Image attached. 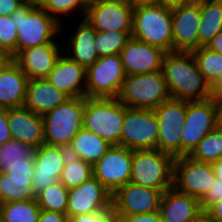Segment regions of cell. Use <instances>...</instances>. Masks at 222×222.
I'll return each instance as SVG.
<instances>
[{
  "label": "cell",
  "instance_id": "6da1fadb",
  "mask_svg": "<svg viewBox=\"0 0 222 222\" xmlns=\"http://www.w3.org/2000/svg\"><path fill=\"white\" fill-rule=\"evenodd\" d=\"M162 72L171 98L203 101L211 98L210 84L199 71L192 52H167Z\"/></svg>",
  "mask_w": 222,
  "mask_h": 222
},
{
  "label": "cell",
  "instance_id": "7a4b0ae2",
  "mask_svg": "<svg viewBox=\"0 0 222 222\" xmlns=\"http://www.w3.org/2000/svg\"><path fill=\"white\" fill-rule=\"evenodd\" d=\"M10 18H15L17 28L16 54L30 47L57 42L55 35L59 36L58 34L61 33L63 28L61 23L50 16L37 3L22 5Z\"/></svg>",
  "mask_w": 222,
  "mask_h": 222
},
{
  "label": "cell",
  "instance_id": "3957f363",
  "mask_svg": "<svg viewBox=\"0 0 222 222\" xmlns=\"http://www.w3.org/2000/svg\"><path fill=\"white\" fill-rule=\"evenodd\" d=\"M131 37L173 52L172 6L159 4L133 9Z\"/></svg>",
  "mask_w": 222,
  "mask_h": 222
},
{
  "label": "cell",
  "instance_id": "277c9868",
  "mask_svg": "<svg viewBox=\"0 0 222 222\" xmlns=\"http://www.w3.org/2000/svg\"><path fill=\"white\" fill-rule=\"evenodd\" d=\"M126 106L117 97H86L84 128L111 145H119Z\"/></svg>",
  "mask_w": 222,
  "mask_h": 222
},
{
  "label": "cell",
  "instance_id": "5b68a950",
  "mask_svg": "<svg viewBox=\"0 0 222 222\" xmlns=\"http://www.w3.org/2000/svg\"><path fill=\"white\" fill-rule=\"evenodd\" d=\"M174 161L172 155L157 148L133 150L129 182L163 193L173 187Z\"/></svg>",
  "mask_w": 222,
  "mask_h": 222
},
{
  "label": "cell",
  "instance_id": "8992f818",
  "mask_svg": "<svg viewBox=\"0 0 222 222\" xmlns=\"http://www.w3.org/2000/svg\"><path fill=\"white\" fill-rule=\"evenodd\" d=\"M85 96L69 98L44 114V139L49 145L68 147L84 126Z\"/></svg>",
  "mask_w": 222,
  "mask_h": 222
},
{
  "label": "cell",
  "instance_id": "52a82bcc",
  "mask_svg": "<svg viewBox=\"0 0 222 222\" xmlns=\"http://www.w3.org/2000/svg\"><path fill=\"white\" fill-rule=\"evenodd\" d=\"M118 100L129 108L154 109L171 98L162 70L126 75Z\"/></svg>",
  "mask_w": 222,
  "mask_h": 222
},
{
  "label": "cell",
  "instance_id": "ba28073f",
  "mask_svg": "<svg viewBox=\"0 0 222 222\" xmlns=\"http://www.w3.org/2000/svg\"><path fill=\"white\" fill-rule=\"evenodd\" d=\"M158 122L157 149L174 158L181 157V134L187 101L170 98L153 109Z\"/></svg>",
  "mask_w": 222,
  "mask_h": 222
},
{
  "label": "cell",
  "instance_id": "9c48e42d",
  "mask_svg": "<svg viewBox=\"0 0 222 222\" xmlns=\"http://www.w3.org/2000/svg\"><path fill=\"white\" fill-rule=\"evenodd\" d=\"M218 126L216 101H187L181 134V157L188 156L201 139Z\"/></svg>",
  "mask_w": 222,
  "mask_h": 222
},
{
  "label": "cell",
  "instance_id": "30bf717a",
  "mask_svg": "<svg viewBox=\"0 0 222 222\" xmlns=\"http://www.w3.org/2000/svg\"><path fill=\"white\" fill-rule=\"evenodd\" d=\"M159 131L153 109L126 106L119 146L130 150L156 149Z\"/></svg>",
  "mask_w": 222,
  "mask_h": 222
},
{
  "label": "cell",
  "instance_id": "8fae6325",
  "mask_svg": "<svg viewBox=\"0 0 222 222\" xmlns=\"http://www.w3.org/2000/svg\"><path fill=\"white\" fill-rule=\"evenodd\" d=\"M86 72V97H118L126 77L120 54L99 57Z\"/></svg>",
  "mask_w": 222,
  "mask_h": 222
},
{
  "label": "cell",
  "instance_id": "7c38bea8",
  "mask_svg": "<svg viewBox=\"0 0 222 222\" xmlns=\"http://www.w3.org/2000/svg\"><path fill=\"white\" fill-rule=\"evenodd\" d=\"M133 9L126 0H99L87 7L84 20L96 31L132 32Z\"/></svg>",
  "mask_w": 222,
  "mask_h": 222
},
{
  "label": "cell",
  "instance_id": "4fadbf2b",
  "mask_svg": "<svg viewBox=\"0 0 222 222\" xmlns=\"http://www.w3.org/2000/svg\"><path fill=\"white\" fill-rule=\"evenodd\" d=\"M215 178L211 163L198 162L189 156L175 158L173 187L177 191L200 200Z\"/></svg>",
  "mask_w": 222,
  "mask_h": 222
},
{
  "label": "cell",
  "instance_id": "5bb4252c",
  "mask_svg": "<svg viewBox=\"0 0 222 222\" xmlns=\"http://www.w3.org/2000/svg\"><path fill=\"white\" fill-rule=\"evenodd\" d=\"M133 150L112 145L93 165V176L112 194L131 178Z\"/></svg>",
  "mask_w": 222,
  "mask_h": 222
},
{
  "label": "cell",
  "instance_id": "9a60e30c",
  "mask_svg": "<svg viewBox=\"0 0 222 222\" xmlns=\"http://www.w3.org/2000/svg\"><path fill=\"white\" fill-rule=\"evenodd\" d=\"M112 208V193L92 176L78 187L68 189L67 218L100 213Z\"/></svg>",
  "mask_w": 222,
  "mask_h": 222
},
{
  "label": "cell",
  "instance_id": "2e32d148",
  "mask_svg": "<svg viewBox=\"0 0 222 222\" xmlns=\"http://www.w3.org/2000/svg\"><path fill=\"white\" fill-rule=\"evenodd\" d=\"M162 192L128 182L112 194L115 215H134L159 211Z\"/></svg>",
  "mask_w": 222,
  "mask_h": 222
},
{
  "label": "cell",
  "instance_id": "e0dca14e",
  "mask_svg": "<svg viewBox=\"0 0 222 222\" xmlns=\"http://www.w3.org/2000/svg\"><path fill=\"white\" fill-rule=\"evenodd\" d=\"M200 2L172 6L173 51L199 48Z\"/></svg>",
  "mask_w": 222,
  "mask_h": 222
},
{
  "label": "cell",
  "instance_id": "ac0fdd59",
  "mask_svg": "<svg viewBox=\"0 0 222 222\" xmlns=\"http://www.w3.org/2000/svg\"><path fill=\"white\" fill-rule=\"evenodd\" d=\"M68 155V149L63 146L44 143L36 149L32 180L35 197L59 181Z\"/></svg>",
  "mask_w": 222,
  "mask_h": 222
},
{
  "label": "cell",
  "instance_id": "d6986e66",
  "mask_svg": "<svg viewBox=\"0 0 222 222\" xmlns=\"http://www.w3.org/2000/svg\"><path fill=\"white\" fill-rule=\"evenodd\" d=\"M165 51L131 37L120 56L126 75H138L162 69Z\"/></svg>",
  "mask_w": 222,
  "mask_h": 222
},
{
  "label": "cell",
  "instance_id": "ffe728a7",
  "mask_svg": "<svg viewBox=\"0 0 222 222\" xmlns=\"http://www.w3.org/2000/svg\"><path fill=\"white\" fill-rule=\"evenodd\" d=\"M63 52L58 42L30 47L19 51L13 61L31 79H44L54 68L56 60Z\"/></svg>",
  "mask_w": 222,
  "mask_h": 222
},
{
  "label": "cell",
  "instance_id": "44dd1931",
  "mask_svg": "<svg viewBox=\"0 0 222 222\" xmlns=\"http://www.w3.org/2000/svg\"><path fill=\"white\" fill-rule=\"evenodd\" d=\"M87 72L64 52L56 60L54 68L46 79L70 98L86 96Z\"/></svg>",
  "mask_w": 222,
  "mask_h": 222
},
{
  "label": "cell",
  "instance_id": "7402d4cb",
  "mask_svg": "<svg viewBox=\"0 0 222 222\" xmlns=\"http://www.w3.org/2000/svg\"><path fill=\"white\" fill-rule=\"evenodd\" d=\"M7 120L12 139L39 148L45 143L44 120L31 110L23 107L7 109Z\"/></svg>",
  "mask_w": 222,
  "mask_h": 222
},
{
  "label": "cell",
  "instance_id": "603a6c76",
  "mask_svg": "<svg viewBox=\"0 0 222 222\" xmlns=\"http://www.w3.org/2000/svg\"><path fill=\"white\" fill-rule=\"evenodd\" d=\"M70 97L53 86L46 78L28 81L23 106L43 116L57 106L65 103Z\"/></svg>",
  "mask_w": 222,
  "mask_h": 222
},
{
  "label": "cell",
  "instance_id": "cb8c5ba5",
  "mask_svg": "<svg viewBox=\"0 0 222 222\" xmlns=\"http://www.w3.org/2000/svg\"><path fill=\"white\" fill-rule=\"evenodd\" d=\"M200 210L197 198L174 187L162 194L159 212L163 222H191Z\"/></svg>",
  "mask_w": 222,
  "mask_h": 222
},
{
  "label": "cell",
  "instance_id": "d4e9b609",
  "mask_svg": "<svg viewBox=\"0 0 222 222\" xmlns=\"http://www.w3.org/2000/svg\"><path fill=\"white\" fill-rule=\"evenodd\" d=\"M73 33L67 42L69 43L67 49L70 47V50L66 51V48H63V52L87 70L99 58L94 45L96 30L82 19Z\"/></svg>",
  "mask_w": 222,
  "mask_h": 222
},
{
  "label": "cell",
  "instance_id": "484cf974",
  "mask_svg": "<svg viewBox=\"0 0 222 222\" xmlns=\"http://www.w3.org/2000/svg\"><path fill=\"white\" fill-rule=\"evenodd\" d=\"M28 81L27 75L12 61L0 73V107H23Z\"/></svg>",
  "mask_w": 222,
  "mask_h": 222
},
{
  "label": "cell",
  "instance_id": "4316f807",
  "mask_svg": "<svg viewBox=\"0 0 222 222\" xmlns=\"http://www.w3.org/2000/svg\"><path fill=\"white\" fill-rule=\"evenodd\" d=\"M111 146L108 141L82 127L67 149L70 156L94 165Z\"/></svg>",
  "mask_w": 222,
  "mask_h": 222
},
{
  "label": "cell",
  "instance_id": "83f0119b",
  "mask_svg": "<svg viewBox=\"0 0 222 222\" xmlns=\"http://www.w3.org/2000/svg\"><path fill=\"white\" fill-rule=\"evenodd\" d=\"M200 15L199 47L207 46L222 30V0L200 2Z\"/></svg>",
  "mask_w": 222,
  "mask_h": 222
},
{
  "label": "cell",
  "instance_id": "f1b7e54d",
  "mask_svg": "<svg viewBox=\"0 0 222 222\" xmlns=\"http://www.w3.org/2000/svg\"><path fill=\"white\" fill-rule=\"evenodd\" d=\"M40 213L36 198L0 204L3 222H38Z\"/></svg>",
  "mask_w": 222,
  "mask_h": 222
},
{
  "label": "cell",
  "instance_id": "f546056e",
  "mask_svg": "<svg viewBox=\"0 0 222 222\" xmlns=\"http://www.w3.org/2000/svg\"><path fill=\"white\" fill-rule=\"evenodd\" d=\"M198 162L212 163L222 158V128L217 126L205 135L188 155Z\"/></svg>",
  "mask_w": 222,
  "mask_h": 222
},
{
  "label": "cell",
  "instance_id": "4dcf8cb0",
  "mask_svg": "<svg viewBox=\"0 0 222 222\" xmlns=\"http://www.w3.org/2000/svg\"><path fill=\"white\" fill-rule=\"evenodd\" d=\"M36 148L15 139L0 145V173L6 172L17 163H26L27 159L35 158Z\"/></svg>",
  "mask_w": 222,
  "mask_h": 222
},
{
  "label": "cell",
  "instance_id": "1f68e13d",
  "mask_svg": "<svg viewBox=\"0 0 222 222\" xmlns=\"http://www.w3.org/2000/svg\"><path fill=\"white\" fill-rule=\"evenodd\" d=\"M93 176V165L68 155L59 181L68 189L78 187Z\"/></svg>",
  "mask_w": 222,
  "mask_h": 222
},
{
  "label": "cell",
  "instance_id": "d6a6232c",
  "mask_svg": "<svg viewBox=\"0 0 222 222\" xmlns=\"http://www.w3.org/2000/svg\"><path fill=\"white\" fill-rule=\"evenodd\" d=\"M68 188L60 181L46 187L36 196L41 210L48 212L67 213Z\"/></svg>",
  "mask_w": 222,
  "mask_h": 222
},
{
  "label": "cell",
  "instance_id": "836d02e7",
  "mask_svg": "<svg viewBox=\"0 0 222 222\" xmlns=\"http://www.w3.org/2000/svg\"><path fill=\"white\" fill-rule=\"evenodd\" d=\"M199 71L211 85L222 74V55L201 46L192 51Z\"/></svg>",
  "mask_w": 222,
  "mask_h": 222
},
{
  "label": "cell",
  "instance_id": "e575fe53",
  "mask_svg": "<svg viewBox=\"0 0 222 222\" xmlns=\"http://www.w3.org/2000/svg\"><path fill=\"white\" fill-rule=\"evenodd\" d=\"M35 198L32 182L11 181L8 174L0 173V204Z\"/></svg>",
  "mask_w": 222,
  "mask_h": 222
},
{
  "label": "cell",
  "instance_id": "d590c367",
  "mask_svg": "<svg viewBox=\"0 0 222 222\" xmlns=\"http://www.w3.org/2000/svg\"><path fill=\"white\" fill-rule=\"evenodd\" d=\"M37 4L61 24L64 22L61 17L69 19L71 15H76L73 14L76 10L80 14L77 16H82L84 19L87 9L82 0H37Z\"/></svg>",
  "mask_w": 222,
  "mask_h": 222
},
{
  "label": "cell",
  "instance_id": "8d00e7d4",
  "mask_svg": "<svg viewBox=\"0 0 222 222\" xmlns=\"http://www.w3.org/2000/svg\"><path fill=\"white\" fill-rule=\"evenodd\" d=\"M132 32L96 31L94 45L99 57L120 54Z\"/></svg>",
  "mask_w": 222,
  "mask_h": 222
},
{
  "label": "cell",
  "instance_id": "74e56055",
  "mask_svg": "<svg viewBox=\"0 0 222 222\" xmlns=\"http://www.w3.org/2000/svg\"><path fill=\"white\" fill-rule=\"evenodd\" d=\"M17 36L15 18L0 16V44L12 57L16 55Z\"/></svg>",
  "mask_w": 222,
  "mask_h": 222
},
{
  "label": "cell",
  "instance_id": "f35d334b",
  "mask_svg": "<svg viewBox=\"0 0 222 222\" xmlns=\"http://www.w3.org/2000/svg\"><path fill=\"white\" fill-rule=\"evenodd\" d=\"M34 171V159H27L26 163L14 164L5 173L11 181L32 182Z\"/></svg>",
  "mask_w": 222,
  "mask_h": 222
},
{
  "label": "cell",
  "instance_id": "ab89813d",
  "mask_svg": "<svg viewBox=\"0 0 222 222\" xmlns=\"http://www.w3.org/2000/svg\"><path fill=\"white\" fill-rule=\"evenodd\" d=\"M222 200V179L215 178L210 189L199 200L201 209L208 210L214 203Z\"/></svg>",
  "mask_w": 222,
  "mask_h": 222
},
{
  "label": "cell",
  "instance_id": "60d3db41",
  "mask_svg": "<svg viewBox=\"0 0 222 222\" xmlns=\"http://www.w3.org/2000/svg\"><path fill=\"white\" fill-rule=\"evenodd\" d=\"M69 222H116V215L111 208L100 213L76 215Z\"/></svg>",
  "mask_w": 222,
  "mask_h": 222
},
{
  "label": "cell",
  "instance_id": "b9f144b4",
  "mask_svg": "<svg viewBox=\"0 0 222 222\" xmlns=\"http://www.w3.org/2000/svg\"><path fill=\"white\" fill-rule=\"evenodd\" d=\"M116 222H162L159 211L134 215H116Z\"/></svg>",
  "mask_w": 222,
  "mask_h": 222
},
{
  "label": "cell",
  "instance_id": "7bdbcfd3",
  "mask_svg": "<svg viewBox=\"0 0 222 222\" xmlns=\"http://www.w3.org/2000/svg\"><path fill=\"white\" fill-rule=\"evenodd\" d=\"M11 137L7 120V108L0 107V145L8 142Z\"/></svg>",
  "mask_w": 222,
  "mask_h": 222
},
{
  "label": "cell",
  "instance_id": "ee69618b",
  "mask_svg": "<svg viewBox=\"0 0 222 222\" xmlns=\"http://www.w3.org/2000/svg\"><path fill=\"white\" fill-rule=\"evenodd\" d=\"M22 5L21 0H0V16H11Z\"/></svg>",
  "mask_w": 222,
  "mask_h": 222
},
{
  "label": "cell",
  "instance_id": "f6af8a7d",
  "mask_svg": "<svg viewBox=\"0 0 222 222\" xmlns=\"http://www.w3.org/2000/svg\"><path fill=\"white\" fill-rule=\"evenodd\" d=\"M38 222H69L67 215L41 210Z\"/></svg>",
  "mask_w": 222,
  "mask_h": 222
},
{
  "label": "cell",
  "instance_id": "bcb514c9",
  "mask_svg": "<svg viewBox=\"0 0 222 222\" xmlns=\"http://www.w3.org/2000/svg\"><path fill=\"white\" fill-rule=\"evenodd\" d=\"M210 95L215 101L222 99V74L210 85Z\"/></svg>",
  "mask_w": 222,
  "mask_h": 222
},
{
  "label": "cell",
  "instance_id": "7dc6e473",
  "mask_svg": "<svg viewBox=\"0 0 222 222\" xmlns=\"http://www.w3.org/2000/svg\"><path fill=\"white\" fill-rule=\"evenodd\" d=\"M206 47L222 55V30L208 43Z\"/></svg>",
  "mask_w": 222,
  "mask_h": 222
},
{
  "label": "cell",
  "instance_id": "c3c4849f",
  "mask_svg": "<svg viewBox=\"0 0 222 222\" xmlns=\"http://www.w3.org/2000/svg\"><path fill=\"white\" fill-rule=\"evenodd\" d=\"M207 211L216 222H222V200L214 203Z\"/></svg>",
  "mask_w": 222,
  "mask_h": 222
},
{
  "label": "cell",
  "instance_id": "681fc988",
  "mask_svg": "<svg viewBox=\"0 0 222 222\" xmlns=\"http://www.w3.org/2000/svg\"><path fill=\"white\" fill-rule=\"evenodd\" d=\"M191 222H216L211 214L204 209H201Z\"/></svg>",
  "mask_w": 222,
  "mask_h": 222
},
{
  "label": "cell",
  "instance_id": "f907efd6",
  "mask_svg": "<svg viewBox=\"0 0 222 222\" xmlns=\"http://www.w3.org/2000/svg\"><path fill=\"white\" fill-rule=\"evenodd\" d=\"M134 8L140 6H151L162 4V0H129L128 1Z\"/></svg>",
  "mask_w": 222,
  "mask_h": 222
},
{
  "label": "cell",
  "instance_id": "816d5d0a",
  "mask_svg": "<svg viewBox=\"0 0 222 222\" xmlns=\"http://www.w3.org/2000/svg\"><path fill=\"white\" fill-rule=\"evenodd\" d=\"M13 61L9 53H0V73Z\"/></svg>",
  "mask_w": 222,
  "mask_h": 222
},
{
  "label": "cell",
  "instance_id": "f5cc1de1",
  "mask_svg": "<svg viewBox=\"0 0 222 222\" xmlns=\"http://www.w3.org/2000/svg\"><path fill=\"white\" fill-rule=\"evenodd\" d=\"M216 178L222 179V158L211 163Z\"/></svg>",
  "mask_w": 222,
  "mask_h": 222
},
{
  "label": "cell",
  "instance_id": "db71d44e",
  "mask_svg": "<svg viewBox=\"0 0 222 222\" xmlns=\"http://www.w3.org/2000/svg\"><path fill=\"white\" fill-rule=\"evenodd\" d=\"M191 3V0H162V4L168 6H175L179 4H187Z\"/></svg>",
  "mask_w": 222,
  "mask_h": 222
},
{
  "label": "cell",
  "instance_id": "11a10c76",
  "mask_svg": "<svg viewBox=\"0 0 222 222\" xmlns=\"http://www.w3.org/2000/svg\"><path fill=\"white\" fill-rule=\"evenodd\" d=\"M218 126L222 128V99L216 101Z\"/></svg>",
  "mask_w": 222,
  "mask_h": 222
},
{
  "label": "cell",
  "instance_id": "9f6ffc18",
  "mask_svg": "<svg viewBox=\"0 0 222 222\" xmlns=\"http://www.w3.org/2000/svg\"><path fill=\"white\" fill-rule=\"evenodd\" d=\"M82 1L88 7L91 4L97 3L99 0H82Z\"/></svg>",
  "mask_w": 222,
  "mask_h": 222
},
{
  "label": "cell",
  "instance_id": "6f0895ef",
  "mask_svg": "<svg viewBox=\"0 0 222 222\" xmlns=\"http://www.w3.org/2000/svg\"><path fill=\"white\" fill-rule=\"evenodd\" d=\"M24 4L26 3H37V0H21Z\"/></svg>",
  "mask_w": 222,
  "mask_h": 222
},
{
  "label": "cell",
  "instance_id": "680465c9",
  "mask_svg": "<svg viewBox=\"0 0 222 222\" xmlns=\"http://www.w3.org/2000/svg\"><path fill=\"white\" fill-rule=\"evenodd\" d=\"M202 1H208V0H191V3L192 2L199 3V2H202Z\"/></svg>",
  "mask_w": 222,
  "mask_h": 222
},
{
  "label": "cell",
  "instance_id": "91938a15",
  "mask_svg": "<svg viewBox=\"0 0 222 222\" xmlns=\"http://www.w3.org/2000/svg\"><path fill=\"white\" fill-rule=\"evenodd\" d=\"M0 53H7V52L2 48L1 44H0Z\"/></svg>",
  "mask_w": 222,
  "mask_h": 222
}]
</instances>
